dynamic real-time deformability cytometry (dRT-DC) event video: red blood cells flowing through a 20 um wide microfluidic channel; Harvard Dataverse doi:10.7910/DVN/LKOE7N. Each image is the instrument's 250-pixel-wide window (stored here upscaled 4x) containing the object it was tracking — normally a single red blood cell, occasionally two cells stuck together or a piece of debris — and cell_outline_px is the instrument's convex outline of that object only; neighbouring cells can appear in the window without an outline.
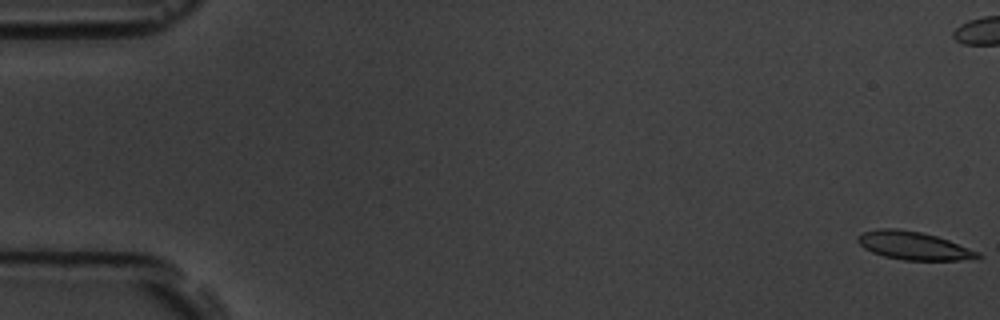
{"species": "common noctule bat (a hibernating species)", "species_latin": "Nyctalus noctula", "temperature_condition": "room temperature", "stored_images_in_passage": 7, "camera_frame_rate_fps": 3000, "um_per_image_px": 0.085, "animal": {"sex": "male", "body_mass_g": 19.5, "forearm_length_mm": 54.6}, "frame": {"image": 1, "passage_image": 1, "time_ms": 0.0, "image_size_px": [1000, 320], "cell_outline_px": [[984, 256], [960, 260], [904, 260], [884, 256], [872, 252], [864, 248], [856, 240], [856, 236], [860, 232], [880, 228], [896, 228], [920, 232], [936, 236], [948, 240], [980, 252]], "centroid_in_image_um": [77.61, 20.87], "position_along_channel_um": 7.4, "area_um2": 19.65}}
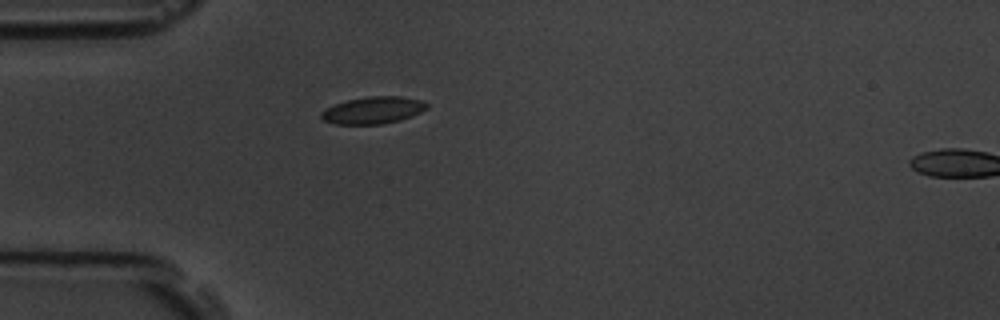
{"frame": {"image": 2, "passage_image": 6, "time_ms": 6.667, "image_size_px": [1000, 320], "cell_outline_px": [[428, 108], [412, 116], [400, 120], [380, 124], [336, 124], [324, 120], [320, 116], [320, 112], [324, 108], [348, 100], [368, 96], [400, 96], [420, 100], [428, 104]], "centroid_in_image_um": [31.7, 9.37], "position_along_channel_um": 53.3, "area_um2": 16.59}}